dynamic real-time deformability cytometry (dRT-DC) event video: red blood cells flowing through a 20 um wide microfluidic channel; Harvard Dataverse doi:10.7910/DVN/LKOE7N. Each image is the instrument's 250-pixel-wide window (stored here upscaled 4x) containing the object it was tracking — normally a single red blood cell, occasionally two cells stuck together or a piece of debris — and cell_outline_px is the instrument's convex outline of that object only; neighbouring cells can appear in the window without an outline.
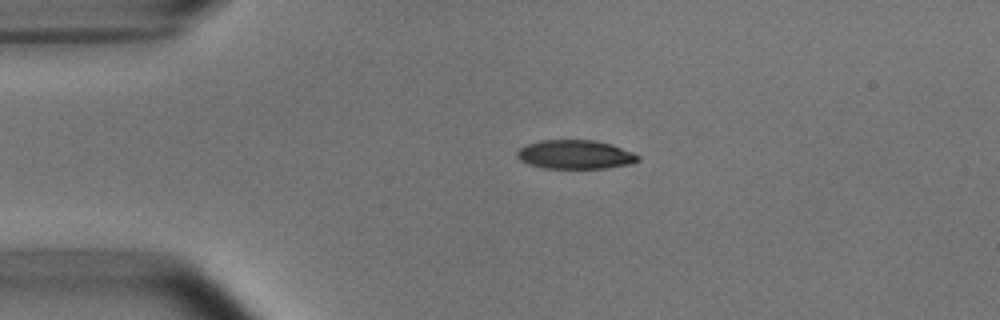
{"species": "common noctule bat (a hibernating species)", "species_latin": "Nyctalus noctula", "temperature_condition": "room temperature", "stored_images_in_passage": 42, "camera_frame_rate_fps": 3000, "um_per_image_px": 0.085, "animal": {"sex": "male", "body_mass_g": 15.6}, "frame": {"image": 1, "passage_image": 1, "time_ms": 0.0, "image_size_px": [1000, 320], "cell_outline_px": [[640, 160], [632, 164], [604, 168], [544, 168], [528, 164], [520, 160], [516, 156], [516, 152], [520, 148], [528, 144], [540, 140], [596, 140], [612, 144], [632, 152], [640, 156]], "centroid_in_image_um": [48.91, 13.13], "position_along_channel_um": 36.1, "area_um2": 20.46}}
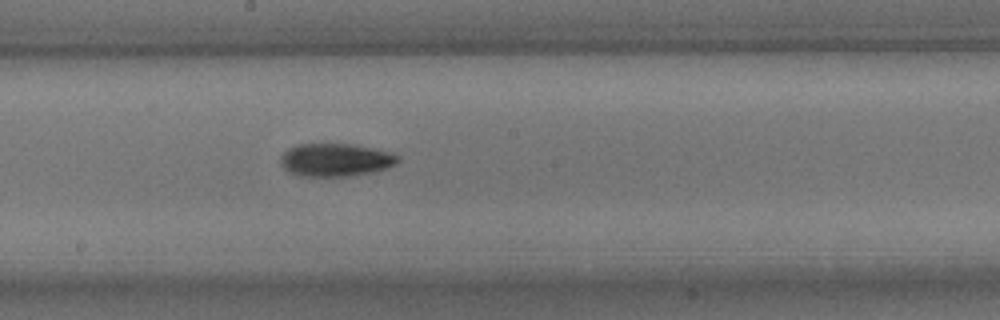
{"frame": {"image": 2, "passage_image": 18, "time_ms": 5.667, "image_size_px": [1000, 320], "cell_outline_px": [[400, 160], [396, 164], [388, 168], [372, 172], [352, 176], [296, 176], [288, 172], [280, 164], [280, 156], [288, 148], [300, 144], [352, 144], [372, 148], [388, 152], [400, 156]], "centroid_in_image_um": [28.5, 13.6], "position_along_channel_um": 219.7, "area_um2": 22.72}}
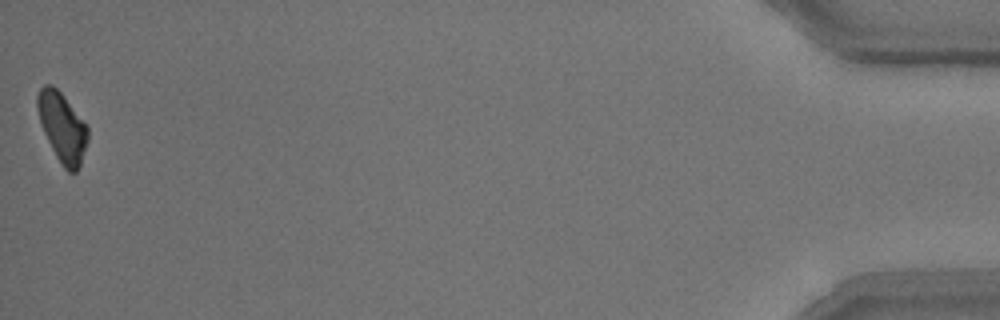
{"frame": {"image": 3, "passage_image": 42, "time_ms": 13.667, "image_size_px": [1000, 320], "cell_outline_px": [[88, 140], [80, 164], [76, 172], [68, 172], [64, 168], [56, 156], [44, 132], [36, 108], [36, 96], [40, 88], [44, 84], [52, 84], [64, 96], [88, 128]], "centroid_in_image_um": [5.27, 10.79], "position_along_channel_um": 429.9, "area_um2": 20.06}, "authors_computed_cell_mechanics": {"area_um2": 21.3571, "velocity_mm_per_s": 3.8069, "shape_relaxation_time_tau1_ms": 3.9768, "shape_relaxation_time_tau2_ms": 7.2163, "deformation_change_tau1": 0.126, "deformation_change_tau2": 0.1333}}